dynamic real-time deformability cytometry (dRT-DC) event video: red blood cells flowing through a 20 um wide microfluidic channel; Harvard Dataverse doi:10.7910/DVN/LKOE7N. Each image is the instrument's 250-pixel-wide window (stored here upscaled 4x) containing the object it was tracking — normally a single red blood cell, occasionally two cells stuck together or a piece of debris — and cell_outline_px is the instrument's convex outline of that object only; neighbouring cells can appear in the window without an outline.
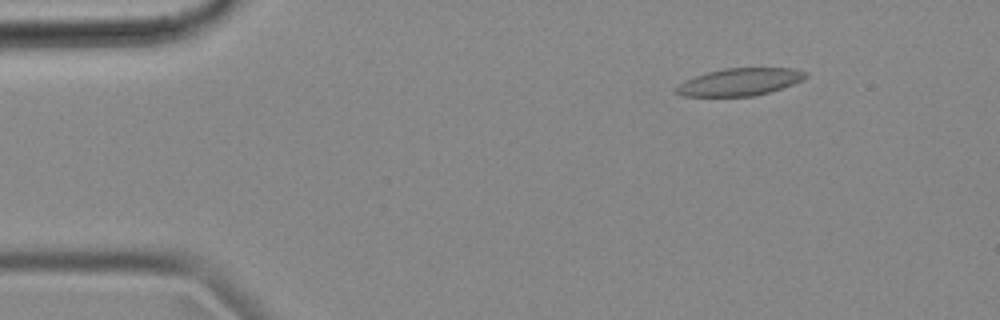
{"species": "common noctule bat (a hibernating species)", "species_latin": "Nyctalus noctula", "temperature_condition": "cold", "stored_images_in_passage": 56, "camera_frame_rate_fps": 3000, "um_per_image_px": 0.085, "animal": {"sex": "female", "body_mass_g": 18.4}, "frame": {"image": 1, "passage_image": 7, "time_ms": 2.0, "image_size_px": [1000, 320], "cell_outline_px": [[808, 76], [804, 80], [756, 96], [684, 96], [676, 92], [676, 88], [680, 84], [696, 76], [708, 72], [724, 68], [792, 68], [808, 72]], "centroid_in_image_um": [62.94, 6.96], "position_along_channel_um": 22.1, "area_um2": 20.4}}
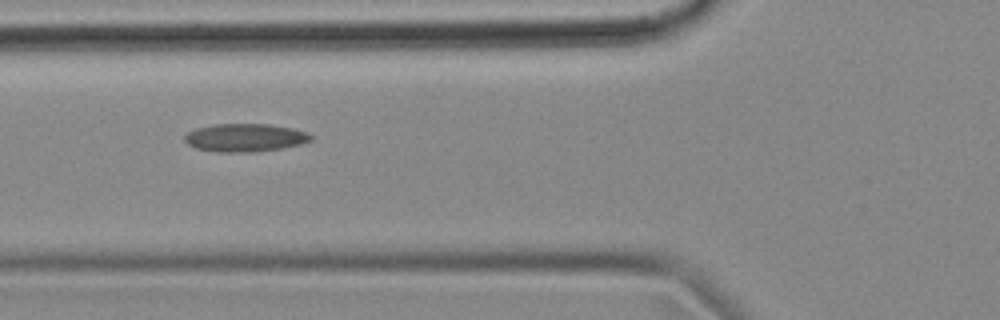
{"frame": {"image": 2, "passage_image": 20, "time_ms": 6.333, "image_size_px": [1000, 320], "cell_outline_px": [[312, 140], [300, 144], [280, 148], [252, 152], [216, 152], [196, 148], [188, 144], [184, 140], [184, 136], [188, 132], [196, 128], [216, 124], [268, 124], [292, 128], [308, 132], [312, 136]], "centroid_in_image_um": [20.82, 11.7], "position_along_channel_um": 105.0, "area_um2": 20.58}}
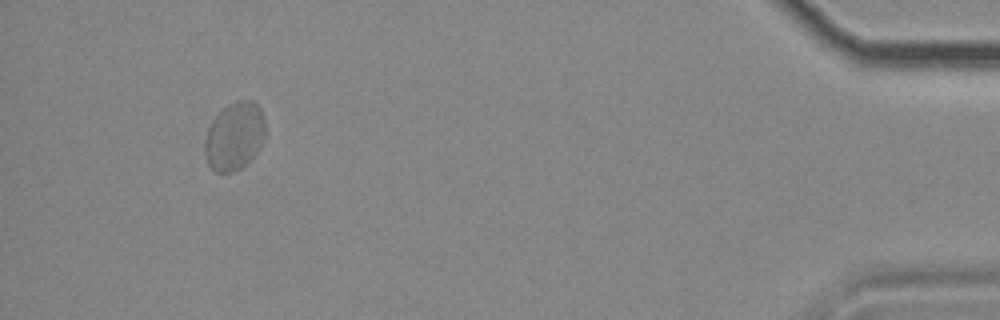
{"frame": {"image": 3, "passage_image": 52, "time_ms": 17.0, "image_size_px": [1000, 320], "cell_outline_px": [[264, 136], [256, 152], [240, 168], [232, 172], [216, 172], [208, 164], [204, 152], [204, 140], [208, 128], [212, 120], [228, 104], [236, 100], [252, 100], [260, 108], [264, 116]], "centroid_in_image_um": [19.9, 11.56], "position_along_channel_um": 415.3, "area_um2": 23.7}, "authors_computed_cell_mechanics": {"area_um2": 20.9814, "velocity_mm_per_s": 3.5737, "shape_relaxation_time_tau1_ms": null, "shape_relaxation_time_tau2_ms": 1.518, "deformation_change_tau1": null, "deformation_change_tau2": 0.0565}}